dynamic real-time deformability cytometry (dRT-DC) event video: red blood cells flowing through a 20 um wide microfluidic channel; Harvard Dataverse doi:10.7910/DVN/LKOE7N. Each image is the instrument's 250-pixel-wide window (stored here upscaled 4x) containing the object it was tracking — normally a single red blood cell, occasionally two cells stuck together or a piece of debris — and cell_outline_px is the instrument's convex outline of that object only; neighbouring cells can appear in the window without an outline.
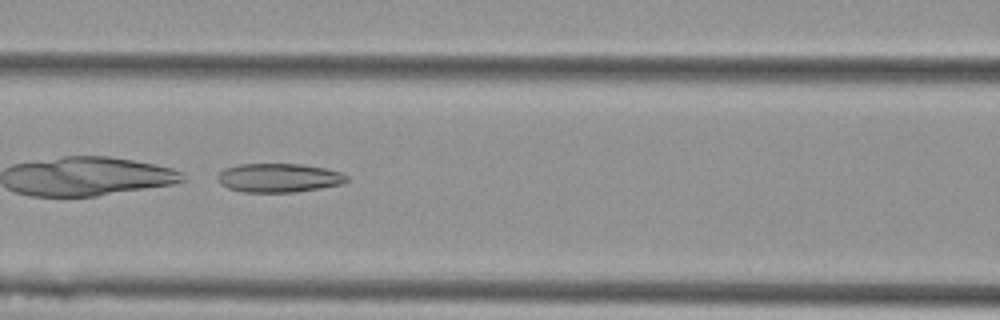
{"species": "Egyptian fruit bat (a non-hibernating species)", "species_latin": "Rousettus aegyptiacus", "temperature_condition": "cold", "stored_images_in_passage": 54, "camera_frame_rate_fps": 3000, "um_per_image_px": 0.085, "animal": {"sex": "female"}, "frame": {"image": 1, "passage_image": 24, "time_ms": 7.667, "image_size_px": [1000, 320], "cell_outline_px": [[348, 180], [340, 184], [320, 188], [296, 192], [244, 192], [228, 188], [220, 184], [216, 176], [224, 168], [240, 164], [300, 164], [324, 168], [340, 172], [348, 176]], "centroid_in_image_um": [23.67, 15.11], "position_along_channel_um": 142.9, "area_um2": 21.68}}
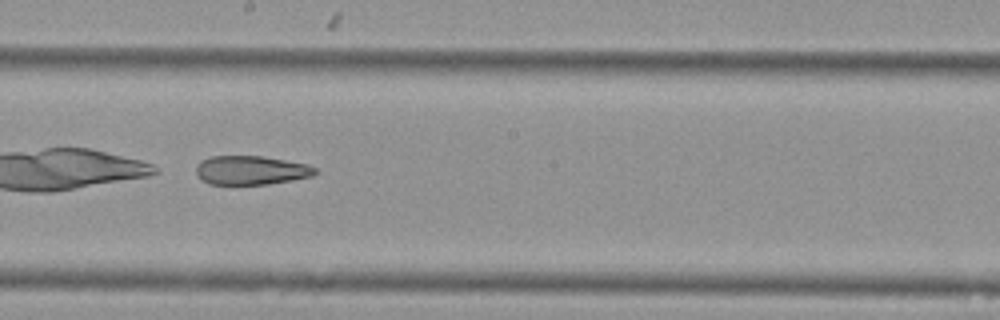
{"frame": {"image": 2, "passage_image": 31, "time_ms": 10.0, "image_size_px": [1000, 320], "cell_outline_px": [[320, 172], [312, 176], [292, 180], [268, 184], [208, 184], [200, 180], [196, 172], [196, 164], [200, 160], [212, 156], [260, 156], [308, 164], [316, 168]], "centroid_in_image_um": [21.32, 14.47], "position_along_channel_um": 226.9, "area_um2": 20.23}}